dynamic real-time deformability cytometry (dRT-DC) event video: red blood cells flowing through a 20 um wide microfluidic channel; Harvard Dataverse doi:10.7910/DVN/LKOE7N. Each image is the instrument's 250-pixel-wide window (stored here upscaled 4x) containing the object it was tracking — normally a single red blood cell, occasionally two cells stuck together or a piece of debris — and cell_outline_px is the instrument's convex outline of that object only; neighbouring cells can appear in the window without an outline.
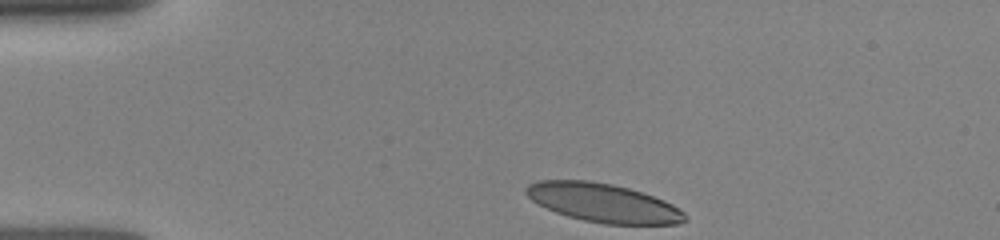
{"species": "human", "species_latin": "Homo sapiens", "temperature_condition": "room temperature", "stored_images_in_passage": 30, "camera_frame_rate_fps": 3000, "um_per_image_px": 0.085, "donor": {"sex": "female"}, "frame": {"image": 1, "passage_image": 1, "time_ms": 0.0, "image_size_px": [1000, 240], "cell_outline_px": [[688, 220], [676, 224], [604, 224], [584, 220], [568, 216], [556, 212], [532, 200], [524, 192], [524, 188], [528, 184], [536, 180], [588, 180], [612, 184], [628, 188], [664, 200], [672, 204], [684, 212], [688, 216]], "centroid_in_image_um": [51.27, 17.24], "position_along_channel_um": 33.7, "area_um2": 35.72}}
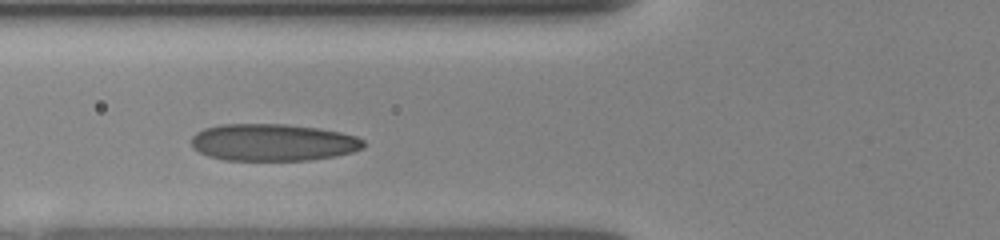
{"frame": {"image": 2, "passage_image": 18, "time_ms": 3.0, "image_size_px": [1000, 240], "cell_outline_px": [[364, 148], [352, 152], [336, 156], [308, 160], [224, 160], [208, 156], [192, 148], [192, 136], [196, 132], [204, 128], [220, 124], [288, 124], [316, 128], [340, 132], [356, 136], [364, 140]], "centroid_in_image_um": [23.19, 12.1], "position_along_channel_um": 102.6, "area_um2": 37.34}}
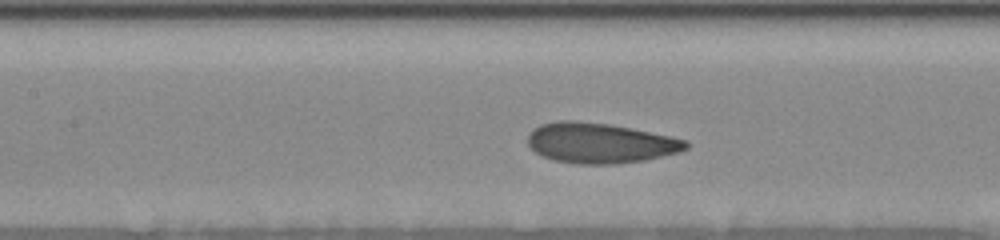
{"frame": {"image": 3, "passage_image": 25, "time_ms": 4.333, "image_size_px": [1000, 240], "cell_outline_px": [[688, 148], [680, 152], [644, 160], [616, 164], [576, 164], [552, 160], [536, 152], [528, 144], [528, 132], [532, 128], [540, 124], [556, 120], [576, 120], [608, 124], [632, 128], [672, 136], [684, 140], [688, 144]], "centroid_in_image_um": [50.98, 12.15], "position_along_channel_um": 156.4, "area_um2": 37.34}}